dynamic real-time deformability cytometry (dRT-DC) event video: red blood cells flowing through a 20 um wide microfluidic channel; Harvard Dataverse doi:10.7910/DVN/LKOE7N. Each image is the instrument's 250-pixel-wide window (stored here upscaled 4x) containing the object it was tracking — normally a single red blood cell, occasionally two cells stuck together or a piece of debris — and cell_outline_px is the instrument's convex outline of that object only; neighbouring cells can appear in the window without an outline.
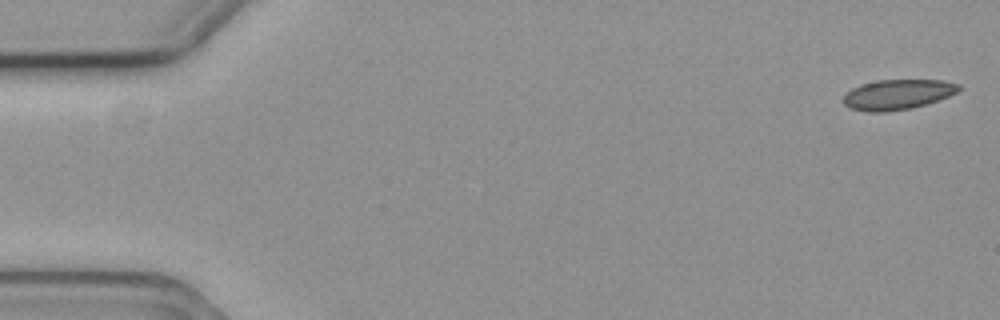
{"species": "common noctule bat (a hibernating species)", "species_latin": "Nyctalus noctula", "temperature_condition": "cold", "stored_images_in_passage": 6, "camera_frame_rate_fps": 3000, "um_per_image_px": 0.085, "animal": {"sex": "female", "body_mass_g": 19.3, "forearm_length_mm": 54.1}, "frame": {"image": 1, "passage_image": 1, "time_ms": 0.0, "image_size_px": [1000, 320], "cell_outline_px": [[960, 88], [956, 92], [948, 96], [912, 108], [884, 112], [868, 112], [848, 108], [840, 100], [852, 88], [860, 84], [876, 80], [944, 80], [960, 84]], "centroid_in_image_um": [76.24, 8.03], "position_along_channel_um": 8.8, "area_um2": 20.29}}